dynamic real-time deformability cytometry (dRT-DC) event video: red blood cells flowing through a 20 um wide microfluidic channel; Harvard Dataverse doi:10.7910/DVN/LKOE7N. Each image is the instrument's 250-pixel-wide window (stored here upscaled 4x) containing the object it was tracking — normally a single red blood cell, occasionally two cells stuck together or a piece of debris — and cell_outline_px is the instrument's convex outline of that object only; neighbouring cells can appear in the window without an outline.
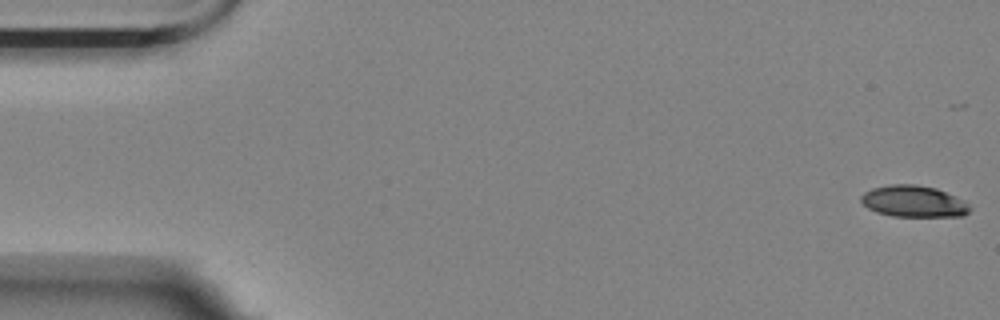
{"species": "Egyptian fruit bat (a non-hibernating species)", "species_latin": "Rousettus aegyptiacus", "temperature_condition": "room temperature", "stored_images_in_passage": 11, "camera_frame_rate_fps": 3000, "um_per_image_px": 0.085, "animal": {"sex": "female"}, "frame": {"image": 1, "passage_image": 1, "time_ms": 0.0, "image_size_px": [1000, 320], "cell_outline_px": [[968, 212], [964, 216], [892, 216], [876, 212], [868, 208], [860, 200], [860, 196], [864, 192], [872, 188], [892, 184], [916, 184], [936, 188], [956, 196], [964, 200], [968, 204]], "centroid_in_image_um": [77.64, 17.11], "position_along_channel_um": 7.4, "area_um2": 19.94}}